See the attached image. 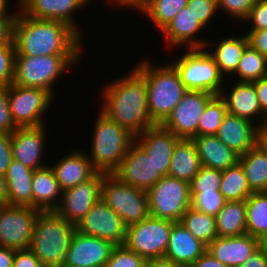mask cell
Masks as SVG:
<instances>
[{
	"mask_svg": "<svg viewBox=\"0 0 267 267\" xmlns=\"http://www.w3.org/2000/svg\"><path fill=\"white\" fill-rule=\"evenodd\" d=\"M126 74L102 87L99 110L136 137L155 124L148 110L145 78L134 67Z\"/></svg>",
	"mask_w": 267,
	"mask_h": 267,
	"instance_id": "obj_1",
	"label": "cell"
},
{
	"mask_svg": "<svg viewBox=\"0 0 267 267\" xmlns=\"http://www.w3.org/2000/svg\"><path fill=\"white\" fill-rule=\"evenodd\" d=\"M83 36L69 24L58 20H40L21 10L14 22L16 55H82Z\"/></svg>",
	"mask_w": 267,
	"mask_h": 267,
	"instance_id": "obj_2",
	"label": "cell"
},
{
	"mask_svg": "<svg viewBox=\"0 0 267 267\" xmlns=\"http://www.w3.org/2000/svg\"><path fill=\"white\" fill-rule=\"evenodd\" d=\"M152 63L150 59L143 58L134 68L145 78L150 118L155 125H161L187 90L170 63Z\"/></svg>",
	"mask_w": 267,
	"mask_h": 267,
	"instance_id": "obj_3",
	"label": "cell"
},
{
	"mask_svg": "<svg viewBox=\"0 0 267 267\" xmlns=\"http://www.w3.org/2000/svg\"><path fill=\"white\" fill-rule=\"evenodd\" d=\"M76 225L54 211L41 212L35 222L29 249L45 267H65Z\"/></svg>",
	"mask_w": 267,
	"mask_h": 267,
	"instance_id": "obj_4",
	"label": "cell"
},
{
	"mask_svg": "<svg viewBox=\"0 0 267 267\" xmlns=\"http://www.w3.org/2000/svg\"><path fill=\"white\" fill-rule=\"evenodd\" d=\"M97 112L91 149L87 156L98 172L113 173L135 141V136L100 110Z\"/></svg>",
	"mask_w": 267,
	"mask_h": 267,
	"instance_id": "obj_5",
	"label": "cell"
},
{
	"mask_svg": "<svg viewBox=\"0 0 267 267\" xmlns=\"http://www.w3.org/2000/svg\"><path fill=\"white\" fill-rule=\"evenodd\" d=\"M83 55H38L36 57L16 55L13 83L22 87L41 88L53 97L55 84L73 67L79 68ZM75 66V67H74ZM66 71V72H65Z\"/></svg>",
	"mask_w": 267,
	"mask_h": 267,
	"instance_id": "obj_6",
	"label": "cell"
},
{
	"mask_svg": "<svg viewBox=\"0 0 267 267\" xmlns=\"http://www.w3.org/2000/svg\"><path fill=\"white\" fill-rule=\"evenodd\" d=\"M176 60V61H175ZM169 62L179 73L187 91H202L220 95L227 80L215 59L204 48H187L181 57Z\"/></svg>",
	"mask_w": 267,
	"mask_h": 267,
	"instance_id": "obj_7",
	"label": "cell"
},
{
	"mask_svg": "<svg viewBox=\"0 0 267 267\" xmlns=\"http://www.w3.org/2000/svg\"><path fill=\"white\" fill-rule=\"evenodd\" d=\"M101 199L127 226L150 216L147 192L127 185L113 173H104Z\"/></svg>",
	"mask_w": 267,
	"mask_h": 267,
	"instance_id": "obj_8",
	"label": "cell"
},
{
	"mask_svg": "<svg viewBox=\"0 0 267 267\" xmlns=\"http://www.w3.org/2000/svg\"><path fill=\"white\" fill-rule=\"evenodd\" d=\"M150 216L180 222L191 207L190 183L163 176L147 191Z\"/></svg>",
	"mask_w": 267,
	"mask_h": 267,
	"instance_id": "obj_9",
	"label": "cell"
},
{
	"mask_svg": "<svg viewBox=\"0 0 267 267\" xmlns=\"http://www.w3.org/2000/svg\"><path fill=\"white\" fill-rule=\"evenodd\" d=\"M174 223L149 216L128 225L124 245L145 260L164 258Z\"/></svg>",
	"mask_w": 267,
	"mask_h": 267,
	"instance_id": "obj_10",
	"label": "cell"
},
{
	"mask_svg": "<svg viewBox=\"0 0 267 267\" xmlns=\"http://www.w3.org/2000/svg\"><path fill=\"white\" fill-rule=\"evenodd\" d=\"M7 98L11 118L17 127L46 125L44 115L55 99L44 89L15 84L7 87Z\"/></svg>",
	"mask_w": 267,
	"mask_h": 267,
	"instance_id": "obj_11",
	"label": "cell"
},
{
	"mask_svg": "<svg viewBox=\"0 0 267 267\" xmlns=\"http://www.w3.org/2000/svg\"><path fill=\"white\" fill-rule=\"evenodd\" d=\"M42 211L33 207L0 204V247L27 250Z\"/></svg>",
	"mask_w": 267,
	"mask_h": 267,
	"instance_id": "obj_12",
	"label": "cell"
},
{
	"mask_svg": "<svg viewBox=\"0 0 267 267\" xmlns=\"http://www.w3.org/2000/svg\"><path fill=\"white\" fill-rule=\"evenodd\" d=\"M214 96L202 91H187L161 126L179 138H194L202 113Z\"/></svg>",
	"mask_w": 267,
	"mask_h": 267,
	"instance_id": "obj_13",
	"label": "cell"
},
{
	"mask_svg": "<svg viewBox=\"0 0 267 267\" xmlns=\"http://www.w3.org/2000/svg\"><path fill=\"white\" fill-rule=\"evenodd\" d=\"M76 230L85 235L110 241L117 246L125 243L127 225L111 207L100 199L76 224Z\"/></svg>",
	"mask_w": 267,
	"mask_h": 267,
	"instance_id": "obj_14",
	"label": "cell"
},
{
	"mask_svg": "<svg viewBox=\"0 0 267 267\" xmlns=\"http://www.w3.org/2000/svg\"><path fill=\"white\" fill-rule=\"evenodd\" d=\"M103 177L104 172H97L86 182L62 191L59 206L54 212L76 225L101 199Z\"/></svg>",
	"mask_w": 267,
	"mask_h": 267,
	"instance_id": "obj_15",
	"label": "cell"
},
{
	"mask_svg": "<svg viewBox=\"0 0 267 267\" xmlns=\"http://www.w3.org/2000/svg\"><path fill=\"white\" fill-rule=\"evenodd\" d=\"M113 174L127 185L146 192L163 177L153 159L148 157L146 151L136 141L131 144Z\"/></svg>",
	"mask_w": 267,
	"mask_h": 267,
	"instance_id": "obj_16",
	"label": "cell"
},
{
	"mask_svg": "<svg viewBox=\"0 0 267 267\" xmlns=\"http://www.w3.org/2000/svg\"><path fill=\"white\" fill-rule=\"evenodd\" d=\"M89 3L91 0H20L19 7L25 15L35 19L65 22L82 36V28L74 16Z\"/></svg>",
	"mask_w": 267,
	"mask_h": 267,
	"instance_id": "obj_17",
	"label": "cell"
},
{
	"mask_svg": "<svg viewBox=\"0 0 267 267\" xmlns=\"http://www.w3.org/2000/svg\"><path fill=\"white\" fill-rule=\"evenodd\" d=\"M46 129L45 125L17 127L12 133L13 159L33 171L47 166L42 161L45 143H48Z\"/></svg>",
	"mask_w": 267,
	"mask_h": 267,
	"instance_id": "obj_18",
	"label": "cell"
},
{
	"mask_svg": "<svg viewBox=\"0 0 267 267\" xmlns=\"http://www.w3.org/2000/svg\"><path fill=\"white\" fill-rule=\"evenodd\" d=\"M115 245L110 241L75 231L65 267H104Z\"/></svg>",
	"mask_w": 267,
	"mask_h": 267,
	"instance_id": "obj_19",
	"label": "cell"
},
{
	"mask_svg": "<svg viewBox=\"0 0 267 267\" xmlns=\"http://www.w3.org/2000/svg\"><path fill=\"white\" fill-rule=\"evenodd\" d=\"M235 82H233L231 89L230 86L227 87V84L224 85L220 93V97L225 101L228 113L253 121L260 128L267 127V117L261 110L254 84Z\"/></svg>",
	"mask_w": 267,
	"mask_h": 267,
	"instance_id": "obj_20",
	"label": "cell"
},
{
	"mask_svg": "<svg viewBox=\"0 0 267 267\" xmlns=\"http://www.w3.org/2000/svg\"><path fill=\"white\" fill-rule=\"evenodd\" d=\"M260 127L253 121L227 113L216 136L241 156L258 144Z\"/></svg>",
	"mask_w": 267,
	"mask_h": 267,
	"instance_id": "obj_21",
	"label": "cell"
},
{
	"mask_svg": "<svg viewBox=\"0 0 267 267\" xmlns=\"http://www.w3.org/2000/svg\"><path fill=\"white\" fill-rule=\"evenodd\" d=\"M203 29L205 27L186 6L178 12L161 33H163L162 37L166 38L165 41L167 40L166 45H169L170 48L177 47L179 49L181 46L183 49L204 48L208 40L204 37L200 39L199 34Z\"/></svg>",
	"mask_w": 267,
	"mask_h": 267,
	"instance_id": "obj_22",
	"label": "cell"
},
{
	"mask_svg": "<svg viewBox=\"0 0 267 267\" xmlns=\"http://www.w3.org/2000/svg\"><path fill=\"white\" fill-rule=\"evenodd\" d=\"M179 139L161 125L148 128L135 137V141L146 151L148 157L153 159L157 170L163 176L168 175L172 152Z\"/></svg>",
	"mask_w": 267,
	"mask_h": 267,
	"instance_id": "obj_23",
	"label": "cell"
},
{
	"mask_svg": "<svg viewBox=\"0 0 267 267\" xmlns=\"http://www.w3.org/2000/svg\"><path fill=\"white\" fill-rule=\"evenodd\" d=\"M58 159L50 166L62 191L86 182L98 172L93 167L86 152L81 149L74 148Z\"/></svg>",
	"mask_w": 267,
	"mask_h": 267,
	"instance_id": "obj_24",
	"label": "cell"
},
{
	"mask_svg": "<svg viewBox=\"0 0 267 267\" xmlns=\"http://www.w3.org/2000/svg\"><path fill=\"white\" fill-rule=\"evenodd\" d=\"M257 250V238L244 234L233 237L215 238L207 245V251L228 267L244 264Z\"/></svg>",
	"mask_w": 267,
	"mask_h": 267,
	"instance_id": "obj_25",
	"label": "cell"
},
{
	"mask_svg": "<svg viewBox=\"0 0 267 267\" xmlns=\"http://www.w3.org/2000/svg\"><path fill=\"white\" fill-rule=\"evenodd\" d=\"M206 250L207 246L195 238L181 222H175L164 258L189 267Z\"/></svg>",
	"mask_w": 267,
	"mask_h": 267,
	"instance_id": "obj_26",
	"label": "cell"
},
{
	"mask_svg": "<svg viewBox=\"0 0 267 267\" xmlns=\"http://www.w3.org/2000/svg\"><path fill=\"white\" fill-rule=\"evenodd\" d=\"M218 40V42L217 40L207 42L205 48L209 49L208 52L215 59L221 74L228 79L236 72L243 51L249 45L248 37L244 33L240 36L229 35Z\"/></svg>",
	"mask_w": 267,
	"mask_h": 267,
	"instance_id": "obj_27",
	"label": "cell"
},
{
	"mask_svg": "<svg viewBox=\"0 0 267 267\" xmlns=\"http://www.w3.org/2000/svg\"><path fill=\"white\" fill-rule=\"evenodd\" d=\"M201 165L224 171L238 163L239 155L229 149L216 135H201L192 138Z\"/></svg>",
	"mask_w": 267,
	"mask_h": 267,
	"instance_id": "obj_28",
	"label": "cell"
},
{
	"mask_svg": "<svg viewBox=\"0 0 267 267\" xmlns=\"http://www.w3.org/2000/svg\"><path fill=\"white\" fill-rule=\"evenodd\" d=\"M32 191L33 208L45 212L54 211L59 206L62 190L49 164L34 171Z\"/></svg>",
	"mask_w": 267,
	"mask_h": 267,
	"instance_id": "obj_29",
	"label": "cell"
},
{
	"mask_svg": "<svg viewBox=\"0 0 267 267\" xmlns=\"http://www.w3.org/2000/svg\"><path fill=\"white\" fill-rule=\"evenodd\" d=\"M34 171L12 160L6 177V204L11 206L33 207L32 176Z\"/></svg>",
	"mask_w": 267,
	"mask_h": 267,
	"instance_id": "obj_30",
	"label": "cell"
},
{
	"mask_svg": "<svg viewBox=\"0 0 267 267\" xmlns=\"http://www.w3.org/2000/svg\"><path fill=\"white\" fill-rule=\"evenodd\" d=\"M201 166L194 141L180 138L172 152L168 176L190 183L199 172Z\"/></svg>",
	"mask_w": 267,
	"mask_h": 267,
	"instance_id": "obj_31",
	"label": "cell"
},
{
	"mask_svg": "<svg viewBox=\"0 0 267 267\" xmlns=\"http://www.w3.org/2000/svg\"><path fill=\"white\" fill-rule=\"evenodd\" d=\"M238 163L253 192L267 191V152L259 143L239 156Z\"/></svg>",
	"mask_w": 267,
	"mask_h": 267,
	"instance_id": "obj_32",
	"label": "cell"
},
{
	"mask_svg": "<svg viewBox=\"0 0 267 267\" xmlns=\"http://www.w3.org/2000/svg\"><path fill=\"white\" fill-rule=\"evenodd\" d=\"M216 230L220 237H233L247 234L246 202L226 201L215 216Z\"/></svg>",
	"mask_w": 267,
	"mask_h": 267,
	"instance_id": "obj_33",
	"label": "cell"
},
{
	"mask_svg": "<svg viewBox=\"0 0 267 267\" xmlns=\"http://www.w3.org/2000/svg\"><path fill=\"white\" fill-rule=\"evenodd\" d=\"M187 4L188 0H146L139 13L148 17L150 22L162 32Z\"/></svg>",
	"mask_w": 267,
	"mask_h": 267,
	"instance_id": "obj_34",
	"label": "cell"
},
{
	"mask_svg": "<svg viewBox=\"0 0 267 267\" xmlns=\"http://www.w3.org/2000/svg\"><path fill=\"white\" fill-rule=\"evenodd\" d=\"M245 202L247 234L258 238L267 233V191L253 192Z\"/></svg>",
	"mask_w": 267,
	"mask_h": 267,
	"instance_id": "obj_35",
	"label": "cell"
},
{
	"mask_svg": "<svg viewBox=\"0 0 267 267\" xmlns=\"http://www.w3.org/2000/svg\"><path fill=\"white\" fill-rule=\"evenodd\" d=\"M184 227L206 246L218 237L215 216L190 207L180 221Z\"/></svg>",
	"mask_w": 267,
	"mask_h": 267,
	"instance_id": "obj_36",
	"label": "cell"
},
{
	"mask_svg": "<svg viewBox=\"0 0 267 267\" xmlns=\"http://www.w3.org/2000/svg\"><path fill=\"white\" fill-rule=\"evenodd\" d=\"M220 192L226 201H245L253 193L239 163L222 171Z\"/></svg>",
	"mask_w": 267,
	"mask_h": 267,
	"instance_id": "obj_37",
	"label": "cell"
},
{
	"mask_svg": "<svg viewBox=\"0 0 267 267\" xmlns=\"http://www.w3.org/2000/svg\"><path fill=\"white\" fill-rule=\"evenodd\" d=\"M265 76H267L266 58L248 45L243 51L236 72L233 74L234 78L238 77L234 80L252 83Z\"/></svg>",
	"mask_w": 267,
	"mask_h": 267,
	"instance_id": "obj_38",
	"label": "cell"
},
{
	"mask_svg": "<svg viewBox=\"0 0 267 267\" xmlns=\"http://www.w3.org/2000/svg\"><path fill=\"white\" fill-rule=\"evenodd\" d=\"M228 113L225 101L220 95L214 96L206 105L197 125V136L216 135L222 120Z\"/></svg>",
	"mask_w": 267,
	"mask_h": 267,
	"instance_id": "obj_39",
	"label": "cell"
},
{
	"mask_svg": "<svg viewBox=\"0 0 267 267\" xmlns=\"http://www.w3.org/2000/svg\"><path fill=\"white\" fill-rule=\"evenodd\" d=\"M191 207L197 211L216 216L226 203L220 191L190 192Z\"/></svg>",
	"mask_w": 267,
	"mask_h": 267,
	"instance_id": "obj_40",
	"label": "cell"
},
{
	"mask_svg": "<svg viewBox=\"0 0 267 267\" xmlns=\"http://www.w3.org/2000/svg\"><path fill=\"white\" fill-rule=\"evenodd\" d=\"M222 171L201 166L197 175L190 182V192L220 191Z\"/></svg>",
	"mask_w": 267,
	"mask_h": 267,
	"instance_id": "obj_41",
	"label": "cell"
},
{
	"mask_svg": "<svg viewBox=\"0 0 267 267\" xmlns=\"http://www.w3.org/2000/svg\"><path fill=\"white\" fill-rule=\"evenodd\" d=\"M146 260L125 245L114 246L104 267H144Z\"/></svg>",
	"mask_w": 267,
	"mask_h": 267,
	"instance_id": "obj_42",
	"label": "cell"
},
{
	"mask_svg": "<svg viewBox=\"0 0 267 267\" xmlns=\"http://www.w3.org/2000/svg\"><path fill=\"white\" fill-rule=\"evenodd\" d=\"M14 43L0 44V86L8 87L13 83L15 66Z\"/></svg>",
	"mask_w": 267,
	"mask_h": 267,
	"instance_id": "obj_43",
	"label": "cell"
},
{
	"mask_svg": "<svg viewBox=\"0 0 267 267\" xmlns=\"http://www.w3.org/2000/svg\"><path fill=\"white\" fill-rule=\"evenodd\" d=\"M218 12H224V15L234 19L237 22L242 23L257 0H216ZM220 10V11H219ZM242 21V22H241Z\"/></svg>",
	"mask_w": 267,
	"mask_h": 267,
	"instance_id": "obj_44",
	"label": "cell"
},
{
	"mask_svg": "<svg viewBox=\"0 0 267 267\" xmlns=\"http://www.w3.org/2000/svg\"><path fill=\"white\" fill-rule=\"evenodd\" d=\"M187 7L204 27L219 14L216 0H188Z\"/></svg>",
	"mask_w": 267,
	"mask_h": 267,
	"instance_id": "obj_45",
	"label": "cell"
},
{
	"mask_svg": "<svg viewBox=\"0 0 267 267\" xmlns=\"http://www.w3.org/2000/svg\"><path fill=\"white\" fill-rule=\"evenodd\" d=\"M243 22H246V25L250 23L247 31L267 29V0H257Z\"/></svg>",
	"mask_w": 267,
	"mask_h": 267,
	"instance_id": "obj_46",
	"label": "cell"
},
{
	"mask_svg": "<svg viewBox=\"0 0 267 267\" xmlns=\"http://www.w3.org/2000/svg\"><path fill=\"white\" fill-rule=\"evenodd\" d=\"M16 129L10 114L7 87L0 86V133H13Z\"/></svg>",
	"mask_w": 267,
	"mask_h": 267,
	"instance_id": "obj_47",
	"label": "cell"
},
{
	"mask_svg": "<svg viewBox=\"0 0 267 267\" xmlns=\"http://www.w3.org/2000/svg\"><path fill=\"white\" fill-rule=\"evenodd\" d=\"M12 160V133H0V174H7Z\"/></svg>",
	"mask_w": 267,
	"mask_h": 267,
	"instance_id": "obj_48",
	"label": "cell"
},
{
	"mask_svg": "<svg viewBox=\"0 0 267 267\" xmlns=\"http://www.w3.org/2000/svg\"><path fill=\"white\" fill-rule=\"evenodd\" d=\"M13 267H45L38 257L30 250H16Z\"/></svg>",
	"mask_w": 267,
	"mask_h": 267,
	"instance_id": "obj_49",
	"label": "cell"
},
{
	"mask_svg": "<svg viewBox=\"0 0 267 267\" xmlns=\"http://www.w3.org/2000/svg\"><path fill=\"white\" fill-rule=\"evenodd\" d=\"M249 45L260 52L267 60V29L259 31H246L245 32Z\"/></svg>",
	"mask_w": 267,
	"mask_h": 267,
	"instance_id": "obj_50",
	"label": "cell"
},
{
	"mask_svg": "<svg viewBox=\"0 0 267 267\" xmlns=\"http://www.w3.org/2000/svg\"><path fill=\"white\" fill-rule=\"evenodd\" d=\"M16 16H0V44L14 43V22Z\"/></svg>",
	"mask_w": 267,
	"mask_h": 267,
	"instance_id": "obj_51",
	"label": "cell"
},
{
	"mask_svg": "<svg viewBox=\"0 0 267 267\" xmlns=\"http://www.w3.org/2000/svg\"><path fill=\"white\" fill-rule=\"evenodd\" d=\"M252 83L254 84V87L256 89L261 110L267 117V76L260 78Z\"/></svg>",
	"mask_w": 267,
	"mask_h": 267,
	"instance_id": "obj_52",
	"label": "cell"
},
{
	"mask_svg": "<svg viewBox=\"0 0 267 267\" xmlns=\"http://www.w3.org/2000/svg\"><path fill=\"white\" fill-rule=\"evenodd\" d=\"M189 267H228L218 261L206 250L193 264Z\"/></svg>",
	"mask_w": 267,
	"mask_h": 267,
	"instance_id": "obj_53",
	"label": "cell"
},
{
	"mask_svg": "<svg viewBox=\"0 0 267 267\" xmlns=\"http://www.w3.org/2000/svg\"><path fill=\"white\" fill-rule=\"evenodd\" d=\"M238 267H267V257L257 249L244 264Z\"/></svg>",
	"mask_w": 267,
	"mask_h": 267,
	"instance_id": "obj_54",
	"label": "cell"
},
{
	"mask_svg": "<svg viewBox=\"0 0 267 267\" xmlns=\"http://www.w3.org/2000/svg\"><path fill=\"white\" fill-rule=\"evenodd\" d=\"M112 5L119 6L118 8H127L139 12L145 5L146 0H108Z\"/></svg>",
	"mask_w": 267,
	"mask_h": 267,
	"instance_id": "obj_55",
	"label": "cell"
},
{
	"mask_svg": "<svg viewBox=\"0 0 267 267\" xmlns=\"http://www.w3.org/2000/svg\"><path fill=\"white\" fill-rule=\"evenodd\" d=\"M16 249L0 247V267H13Z\"/></svg>",
	"mask_w": 267,
	"mask_h": 267,
	"instance_id": "obj_56",
	"label": "cell"
},
{
	"mask_svg": "<svg viewBox=\"0 0 267 267\" xmlns=\"http://www.w3.org/2000/svg\"><path fill=\"white\" fill-rule=\"evenodd\" d=\"M16 1L17 3H14L16 5L13 6L11 4L10 6L9 0H0V16H17L18 12L20 11V7H19V1L18 0ZM10 7L11 8L14 7L12 8L13 10L10 9Z\"/></svg>",
	"mask_w": 267,
	"mask_h": 267,
	"instance_id": "obj_57",
	"label": "cell"
},
{
	"mask_svg": "<svg viewBox=\"0 0 267 267\" xmlns=\"http://www.w3.org/2000/svg\"><path fill=\"white\" fill-rule=\"evenodd\" d=\"M144 267H184L166 258L146 260Z\"/></svg>",
	"mask_w": 267,
	"mask_h": 267,
	"instance_id": "obj_58",
	"label": "cell"
},
{
	"mask_svg": "<svg viewBox=\"0 0 267 267\" xmlns=\"http://www.w3.org/2000/svg\"><path fill=\"white\" fill-rule=\"evenodd\" d=\"M7 198V182L6 177L0 174V204H6Z\"/></svg>",
	"mask_w": 267,
	"mask_h": 267,
	"instance_id": "obj_59",
	"label": "cell"
},
{
	"mask_svg": "<svg viewBox=\"0 0 267 267\" xmlns=\"http://www.w3.org/2000/svg\"><path fill=\"white\" fill-rule=\"evenodd\" d=\"M257 249L267 257V233L257 238Z\"/></svg>",
	"mask_w": 267,
	"mask_h": 267,
	"instance_id": "obj_60",
	"label": "cell"
},
{
	"mask_svg": "<svg viewBox=\"0 0 267 267\" xmlns=\"http://www.w3.org/2000/svg\"><path fill=\"white\" fill-rule=\"evenodd\" d=\"M258 143L267 152V127L260 128Z\"/></svg>",
	"mask_w": 267,
	"mask_h": 267,
	"instance_id": "obj_61",
	"label": "cell"
}]
</instances>
